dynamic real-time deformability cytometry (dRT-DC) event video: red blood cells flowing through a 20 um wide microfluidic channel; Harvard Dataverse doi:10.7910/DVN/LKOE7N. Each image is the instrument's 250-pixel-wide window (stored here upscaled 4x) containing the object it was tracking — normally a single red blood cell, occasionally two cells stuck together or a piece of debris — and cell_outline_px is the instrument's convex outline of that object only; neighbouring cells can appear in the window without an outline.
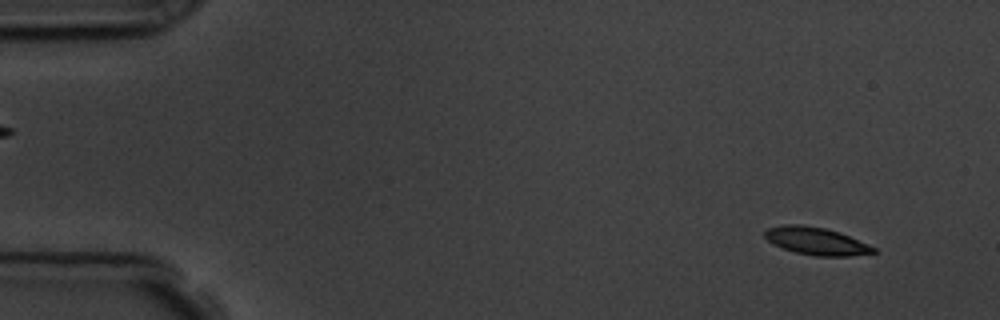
{"species": "common noctule bat (a hibernating species)", "species_latin": "Nyctalus noctula", "temperature_condition": "room temperature", "stored_images_in_passage": 56, "camera_frame_rate_fps": 3000, "um_per_image_px": 0.085, "animal": {"sex": "male", "body_mass_g": 19.5, "forearm_length_mm": 54.6}, "frame": {"image": 1, "passage_image": 4, "time_ms": 1.0, "image_size_px": [1000, 320], "cell_outline_px": [[876, 252], [848, 256], [816, 256], [796, 252], [772, 244], [764, 236], [764, 232], [768, 228], [784, 224], [804, 224], [824, 228], [840, 232], [868, 244], [876, 248]], "centroid_in_image_um": [69.36, 20.48], "position_along_channel_um": 15.6, "area_um2": 17.4}}
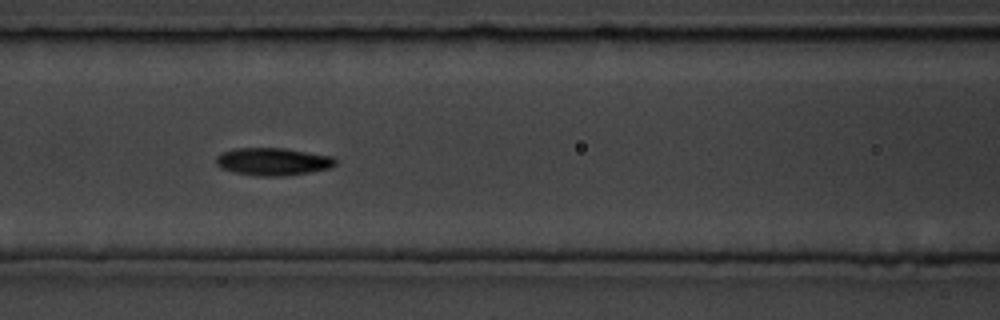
{"frame": {"image": 2, "passage_image": 24, "time_ms": 7.667, "image_size_px": [1000, 320], "cell_outline_px": [[336, 164], [328, 168], [308, 172], [284, 176], [256, 176], [236, 172], [220, 168], [216, 164], [216, 156], [220, 152], [236, 148], [284, 148], [332, 156], [336, 160]], "centroid_in_image_um": [23.16, 13.73], "position_along_channel_um": 143.4, "area_um2": 19.13}}
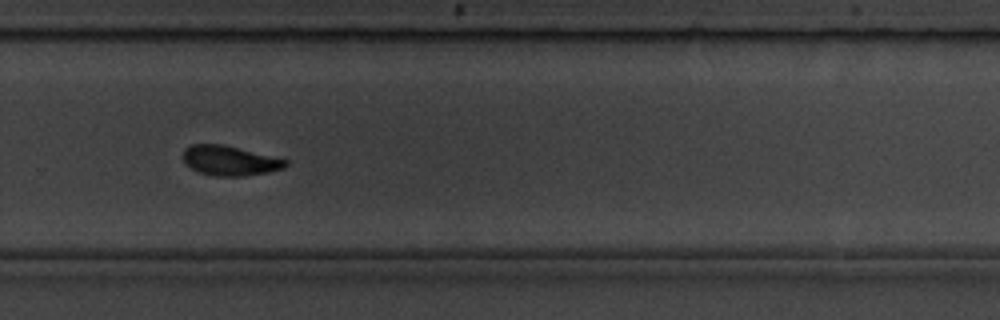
{"frame": {"image": 3, "passage_image": 38, "time_ms": 12.333, "image_size_px": [1000, 320], "cell_outline_px": [[288, 164], [284, 168], [268, 172], [244, 176], [216, 176], [200, 172], [184, 164], [180, 156], [184, 148], [192, 144], [224, 144], [288, 160]], "centroid_in_image_um": [19.48, 13.64], "position_along_channel_um": 310.3, "area_um2": 17.98}, "authors_computed_cell_mechanics": {"area_um2": 18.3226, "velocity_mm_per_s": 3.5904, "shape_relaxation_time_tau1_ms": 3.1924, "shape_relaxation_time_tau2_ms": 3.4363, "deformation_change_tau1": 0.1326, "deformation_change_tau2": 0.0577}}